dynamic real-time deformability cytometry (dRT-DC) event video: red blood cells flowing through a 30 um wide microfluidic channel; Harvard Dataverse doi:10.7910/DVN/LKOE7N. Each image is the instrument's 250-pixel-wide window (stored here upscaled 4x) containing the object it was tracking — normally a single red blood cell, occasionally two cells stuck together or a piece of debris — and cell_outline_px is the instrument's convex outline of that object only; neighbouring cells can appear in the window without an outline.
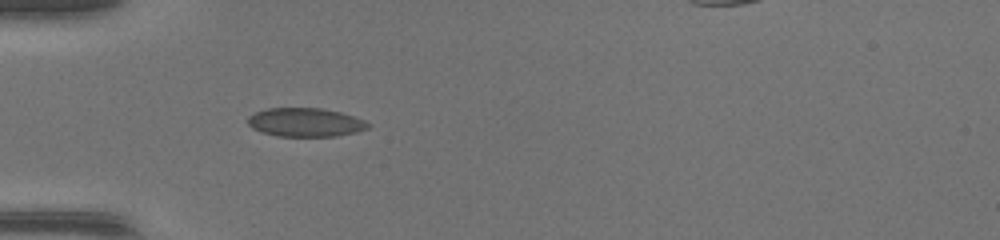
{"species": "common noctule bat (a hibernating species)", "species_latin": "Nyctalus noctula", "temperature_condition": "warm", "stored_images_in_passage": 48, "camera_frame_rate_fps": 3000, "um_per_image_px": 0.085, "animal": {"sex": "female", "body_mass_g": 17.0, "forearm_length_mm": 48.0}, "frame": {"image": 1, "passage_image": 16, "time_ms": 5.0, "image_size_px": [1000, 240], "cell_outline_px": [[372, 124], [368, 128], [356, 132], [336, 136], [276, 136], [260, 132], [252, 128], [248, 124], [248, 116], [256, 112], [268, 108], [320, 108], [340, 112], [364, 120]], "centroid_in_image_um": [25.95, 10.4], "position_along_channel_um": 59.1, "area_um2": 20.11}}
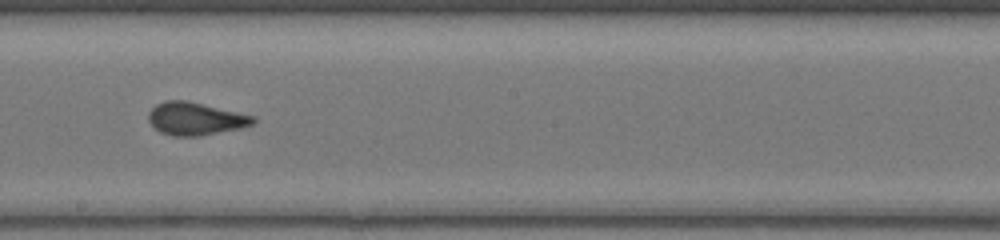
{"frame": {"image": 2, "passage_image": 28, "time_ms": 9.0, "image_size_px": [1000, 240], "cell_outline_px": [[256, 120], [252, 124], [240, 128], [200, 136], [172, 136], [160, 132], [148, 120], [148, 112], [156, 104], [168, 100], [184, 100], [256, 116]], "centroid_in_image_um": [16.6, 10.09], "position_along_channel_um": 231.6, "area_um2": 19.83}}
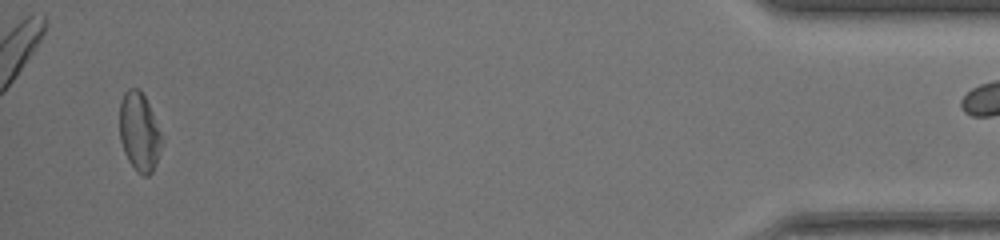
{"frame": {"image": 3, "passage_image": 46, "time_ms": 15.0, "image_size_px": [1000, 240], "cell_outline_px": [[164, 140], [156, 164], [152, 172], [148, 176], [144, 176], [136, 172], [128, 160], [124, 152], [120, 140], [120, 100], [124, 92], [128, 88], [140, 88], [148, 104]], "centroid_in_image_um": [11.84, 11.23], "position_along_channel_um": 423.4, "area_um2": 19.48}}